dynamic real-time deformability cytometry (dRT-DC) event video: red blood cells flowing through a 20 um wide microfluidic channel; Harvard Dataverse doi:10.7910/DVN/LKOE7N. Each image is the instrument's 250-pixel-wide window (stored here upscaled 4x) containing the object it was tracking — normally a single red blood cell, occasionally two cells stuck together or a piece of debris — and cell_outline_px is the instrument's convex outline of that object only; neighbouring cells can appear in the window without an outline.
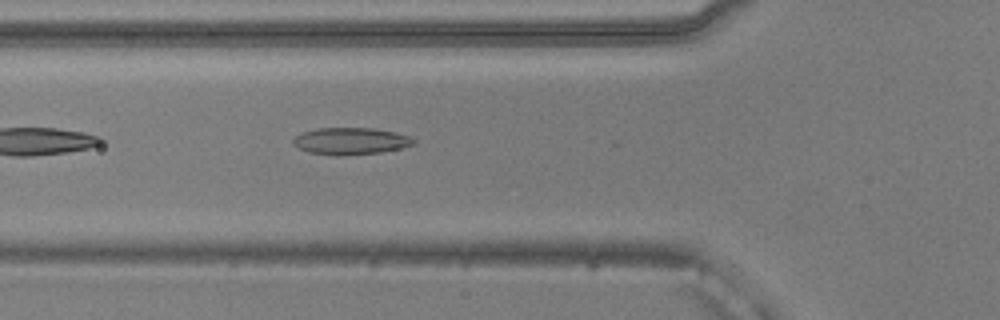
{"species": "common noctule bat (a hibernating species)", "species_latin": "Nyctalus noctula", "temperature_condition": "warm", "stored_images_in_passage": 30, "camera_frame_rate_fps": 3000, "um_per_image_px": 0.085, "animal": {"sex": "male", "body_mass_g": 20.5, "forearm_length_mm": 52.5}, "frame": {"image": 1, "passage_image": 3, "time_ms": 0.667, "image_size_px": [1000, 320], "cell_outline_px": [[416, 144], [404, 148], [380, 152], [340, 156], [308, 152], [292, 144], [292, 140], [296, 136], [304, 132], [320, 128], [376, 128], [412, 136], [416, 140]], "centroid_in_image_um": [29.87, 11.99], "position_along_channel_um": 95.9, "area_um2": 19.02}}
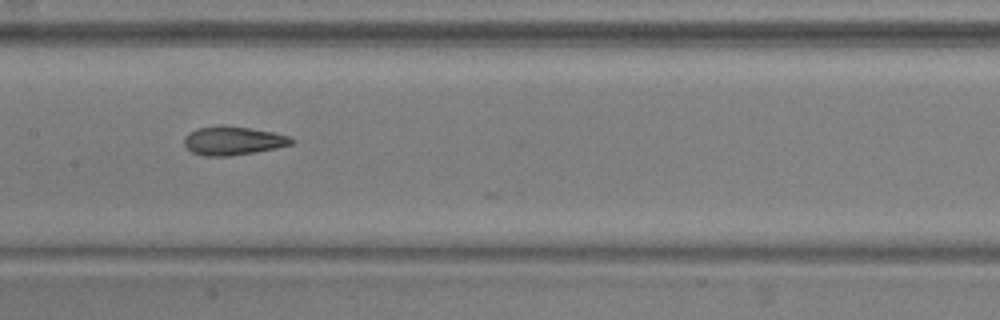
{"frame": {"image": 2, "passage_image": 10, "time_ms": 3.0, "image_size_px": [1000, 320], "cell_outline_px": [[296, 140], [292, 144], [276, 148], [256, 152], [228, 156], [204, 156], [192, 152], [184, 144], [184, 136], [196, 128], [220, 124], [224, 124], [272, 132], [288, 136]], "centroid_in_image_um": [19.78, 11.95], "position_along_channel_um": 187.6, "area_um2": 18.03}}
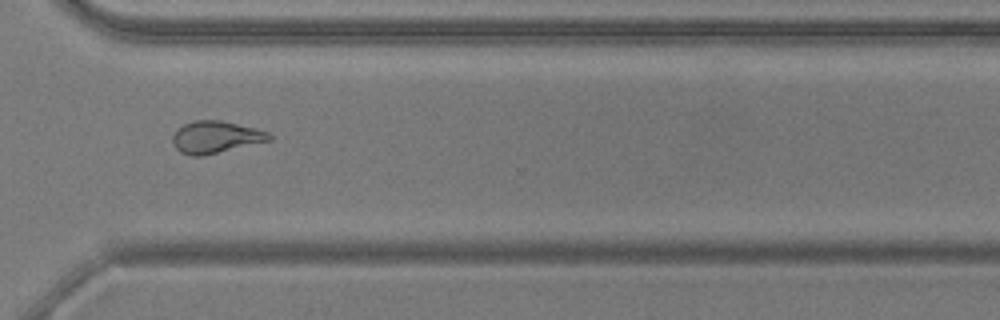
{"frame": {"image": 3, "passage_image": 23, "time_ms": 7.333, "image_size_px": [1000, 320], "cell_outline_px": [[272, 140], [200, 156], [192, 156], [180, 152], [172, 144], [172, 136], [176, 128], [184, 124], [196, 120], [220, 120], [256, 128], [268, 132], [272, 136]], "centroid_in_image_um": [18.3, 11.64], "position_along_channel_um": 352.3, "area_um2": 18.03}}